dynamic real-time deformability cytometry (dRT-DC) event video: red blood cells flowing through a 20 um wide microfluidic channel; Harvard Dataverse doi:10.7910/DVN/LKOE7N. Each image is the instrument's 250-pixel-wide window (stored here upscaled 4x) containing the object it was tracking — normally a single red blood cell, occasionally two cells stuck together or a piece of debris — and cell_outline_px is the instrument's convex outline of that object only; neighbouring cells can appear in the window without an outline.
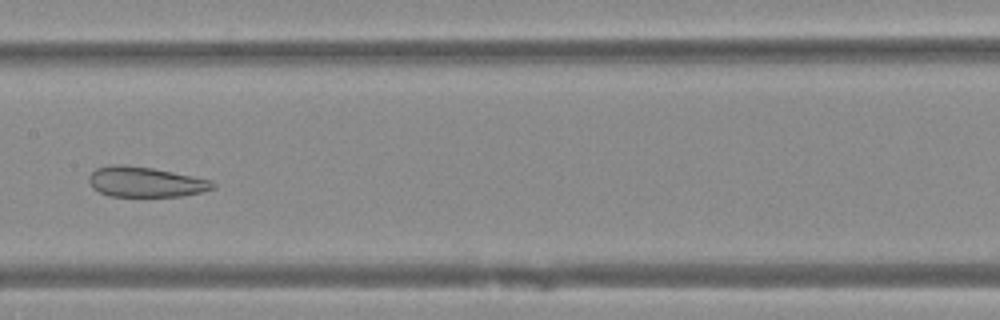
{"species": "Egyptian fruit bat (a non-hibernating species)", "species_latin": "Rousettus aegyptiacus", "temperature_condition": "warm", "stored_images_in_passage": 42, "camera_frame_rate_fps": 3000, "um_per_image_px": 0.085, "animal": {"sex": "female"}, "frame": {"image": 1, "passage_image": 22, "time_ms": 7.0, "image_size_px": [1000, 320], "cell_outline_px": [[216, 188], [204, 192], [184, 196], [108, 196], [92, 188], [88, 180], [88, 176], [96, 168], [112, 164], [120, 164], [152, 168], [212, 180], [216, 184]], "centroid_in_image_um": [12.38, 15.47], "position_along_channel_um": 195.0, "area_um2": 21.96}}
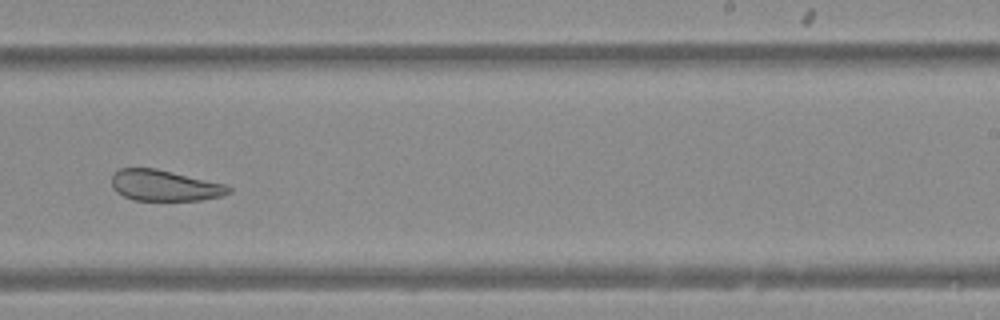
{"frame": {"image": 2, "passage_image": 28, "time_ms": 9.0, "image_size_px": [1000, 320], "cell_outline_px": [[232, 192], [220, 196], [200, 200], [136, 200], [124, 196], [116, 192], [112, 188], [112, 176], [120, 168], [156, 168], [228, 184], [232, 188]], "centroid_in_image_um": [14.03, 15.76], "position_along_channel_um": 275.0, "area_um2": 21.21}}
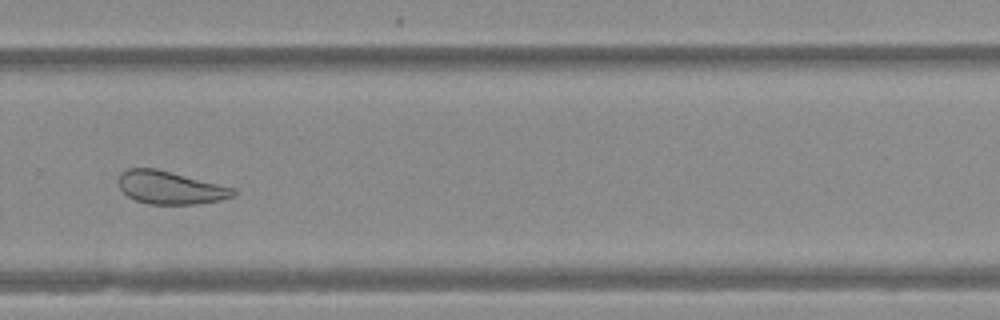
{"frame": {"image": 3, "passage_image": 31, "time_ms": 10.0, "image_size_px": [1000, 320], "cell_outline_px": [[236, 196], [220, 200], [196, 204], [148, 204], [136, 200], [128, 196], [120, 188], [116, 180], [120, 172], [128, 168], [156, 168], [236, 188]], "centroid_in_image_um": [14.46, 15.94], "position_along_channel_um": 315.3, "area_um2": 22.25}}